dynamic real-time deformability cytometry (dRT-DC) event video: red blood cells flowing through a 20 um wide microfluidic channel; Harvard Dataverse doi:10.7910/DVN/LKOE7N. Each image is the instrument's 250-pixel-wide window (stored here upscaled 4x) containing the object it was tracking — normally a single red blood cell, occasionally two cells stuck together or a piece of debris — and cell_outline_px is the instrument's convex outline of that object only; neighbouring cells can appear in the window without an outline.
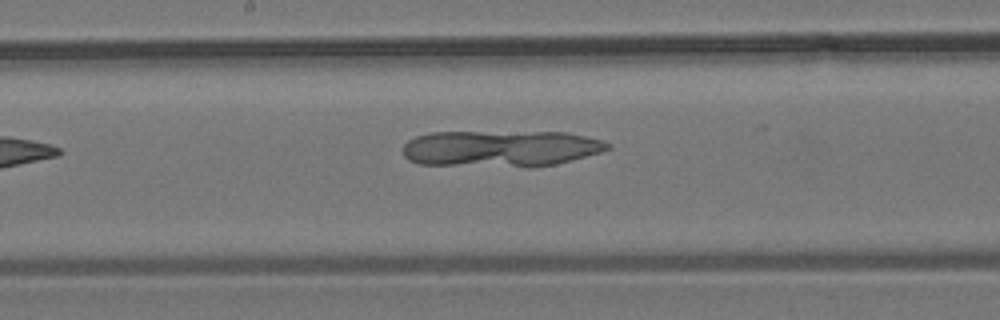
{"species": "common noctule bat (a hibernating species)", "species_latin": "Nyctalus noctula", "temperature_condition": "room temperature", "stored_images_in_passage": 6, "segment_of_instrument_passage": [1, 2], "camera_frame_rate_fps": 3000, "um_per_image_px": 0.085, "animal": {"sex": "male", "body_mass_g": 19.2, "forearm_length_mm": 51.8}, "frame": {"image": 1, "passage_image": 5, "time_ms": 4.667, "image_size_px": [1000, 320], "cell_outline_px": [[612, 148], [600, 152], [556, 164], [532, 168], [528, 168], [420, 164], [408, 160], [404, 156], [404, 144], [408, 140], [416, 136], [432, 132], [568, 132], [604, 140], [612, 144]], "centroid_in_image_um": [42.59, 12.63], "position_along_channel_um": 205.6, "area_um2": 44.16}}